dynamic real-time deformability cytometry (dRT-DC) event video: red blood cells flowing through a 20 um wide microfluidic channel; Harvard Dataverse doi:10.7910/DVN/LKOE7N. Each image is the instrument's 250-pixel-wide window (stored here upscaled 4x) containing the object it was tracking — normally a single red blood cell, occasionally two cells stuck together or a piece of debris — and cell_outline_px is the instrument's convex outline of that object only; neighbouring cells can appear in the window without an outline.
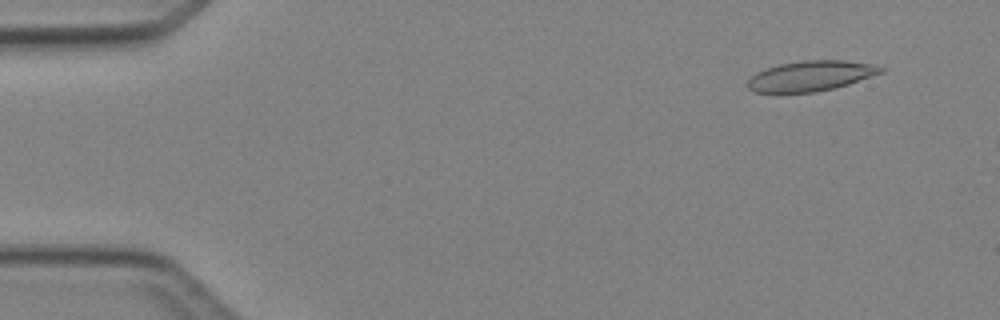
{"species": "Egyptian fruit bat (a non-hibernating species)", "species_latin": "Rousettus aegyptiacus", "temperature_condition": "cold", "stored_images_in_passage": 3, "camera_frame_rate_fps": 3000, "um_per_image_px": 0.085, "animal": {"sex": "female"}, "frame": {"image": 1, "passage_image": 1, "time_ms": 0.0, "image_size_px": [1000, 320], "cell_outline_px": [[884, 72], [848, 84], [816, 92], [780, 96], [756, 92], [748, 88], [748, 80], [756, 72], [764, 68], [780, 64], [800, 60], [844, 60], [868, 64], [884, 68]], "centroid_in_image_um": [68.81, 6.5], "position_along_channel_um": 16.2, "area_um2": 24.1}}